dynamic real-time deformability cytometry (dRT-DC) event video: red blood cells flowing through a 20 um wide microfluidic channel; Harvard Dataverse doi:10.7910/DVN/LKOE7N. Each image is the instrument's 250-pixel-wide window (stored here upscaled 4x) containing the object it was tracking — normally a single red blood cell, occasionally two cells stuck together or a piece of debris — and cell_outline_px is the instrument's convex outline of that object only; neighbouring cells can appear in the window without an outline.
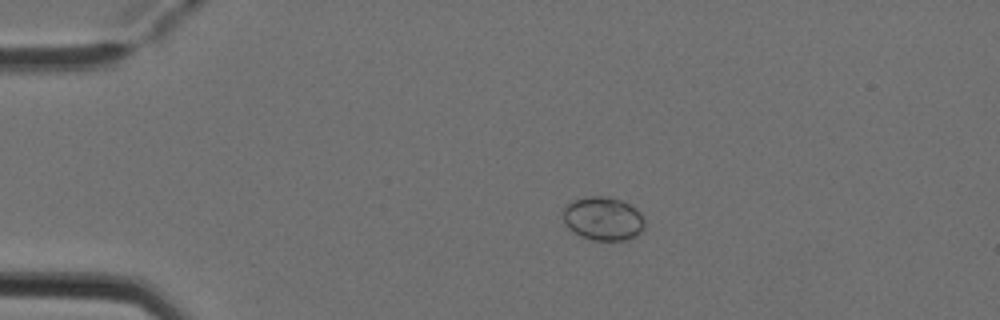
{"species": "Egyptian fruit bat (a non-hibernating species)", "species_latin": "Rousettus aegyptiacus", "temperature_condition": "cold", "stored_images_in_passage": 3, "camera_frame_rate_fps": 3000, "um_per_image_px": 0.085, "animal": {"sex": "female"}, "frame": {"image": 1, "passage_image": 3, "time_ms": 0.667, "image_size_px": [1000, 320], "cell_outline_px": [[644, 228], [636, 236], [628, 240], [592, 240], [580, 236], [572, 232], [564, 224], [564, 208], [572, 200], [584, 196], [604, 196], [620, 200], [636, 208], [644, 216]], "centroid_in_image_um": [51.26, 18.59], "position_along_channel_um": 33.7, "area_um2": 20.92}}